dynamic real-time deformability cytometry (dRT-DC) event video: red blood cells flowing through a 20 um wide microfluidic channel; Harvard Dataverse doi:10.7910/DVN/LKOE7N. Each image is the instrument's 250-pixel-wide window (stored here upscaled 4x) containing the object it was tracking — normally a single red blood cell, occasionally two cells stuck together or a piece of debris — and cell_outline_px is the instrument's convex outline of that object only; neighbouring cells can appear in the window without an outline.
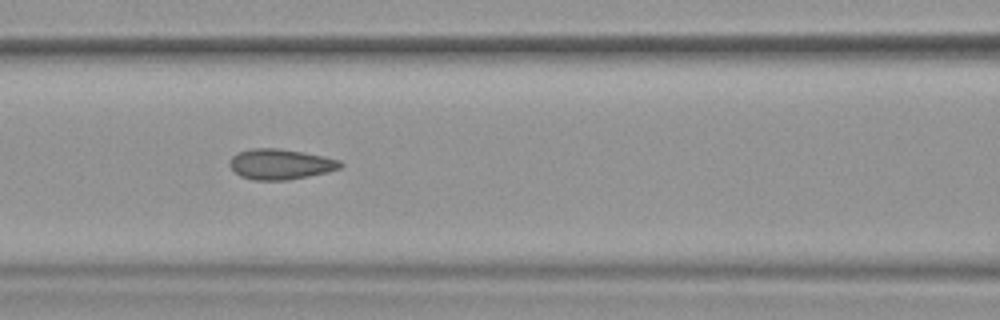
{"species": "common noctule bat (a hibernating species)", "species_latin": "Nyctalus noctula", "temperature_condition": "warm", "stored_images_in_passage": 53, "camera_frame_rate_fps": 3000, "um_per_image_px": 0.085, "animal": {"sex": "female", "body_mass_g": 19.9}, "frame": {"image": 1, "passage_image": 23, "time_ms": 7.333, "image_size_px": [1000, 320], "cell_outline_px": [[344, 164], [340, 168], [328, 172], [288, 180], [252, 180], [240, 176], [228, 164], [228, 160], [232, 156], [240, 152], [252, 148], [280, 148], [304, 152], [324, 156], [340, 160]], "centroid_in_image_um": [23.84, 13.95], "position_along_channel_um": 142.8, "area_um2": 19.77}, "authors_computed_cell_mechanics": {"area_um2": 19.7098, "velocity_mm_per_s": 3.8246, "shape_relaxation_time_tau1_ms": null, "shape_relaxation_time_tau2_ms": 1.0214, "deformation_change_tau1": null, "deformation_change_tau2": 0.0645}}